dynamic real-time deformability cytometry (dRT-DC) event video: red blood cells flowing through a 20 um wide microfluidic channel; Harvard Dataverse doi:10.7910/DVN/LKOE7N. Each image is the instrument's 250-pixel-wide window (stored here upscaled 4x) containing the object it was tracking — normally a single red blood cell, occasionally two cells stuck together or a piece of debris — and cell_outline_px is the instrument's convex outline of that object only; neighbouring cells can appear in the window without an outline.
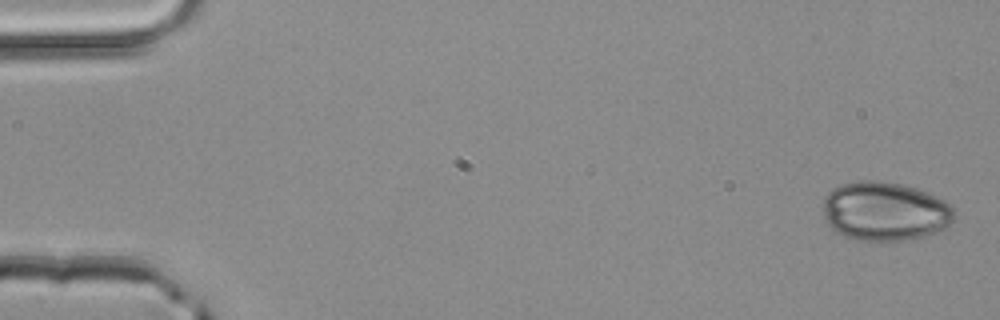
{"species": "common noctule bat (a hibernating species)", "species_latin": "Nyctalus noctula", "temperature_condition": "room temperature", "stored_images_in_passage": 4, "camera_frame_rate_fps": 3000, "um_per_image_px": 0.085, "animal": {"sex": "male", "body_mass_g": 20.4}, "frame": {"image": 1, "passage_image": 1, "time_ms": 0.0, "image_size_px": [1000, 320], "cell_outline_px": [[956, 216], [944, 228], [936, 232], [924, 236], [908, 240], [856, 240], [844, 236], [836, 232], [828, 224], [824, 216], [824, 196], [832, 188], [840, 184], [856, 180], [876, 180], [900, 184], [916, 188], [944, 200], [956, 212]], "centroid_in_image_um": [75.19, 17.95], "position_along_channel_um": 9.8, "area_um2": 45.14}}
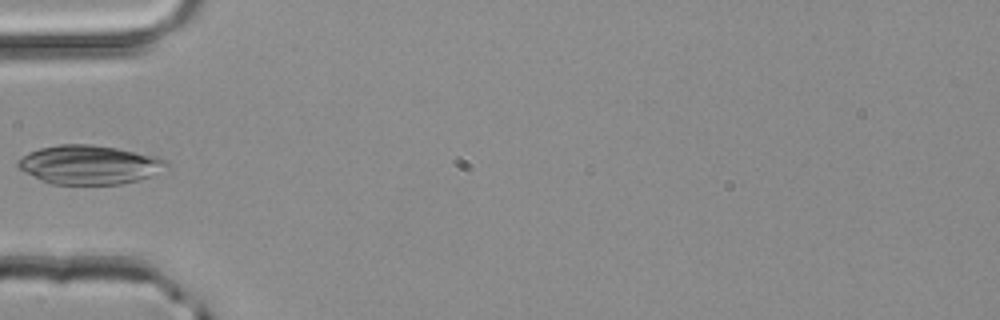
{"frame": {"image": 2, "passage_image": 4, "time_ms": 1.0, "image_size_px": [1000, 320], "cell_outline_px": [[168, 164], [152, 176], [140, 180], [120, 184], [52, 184], [40, 180], [16, 168], [16, 160], [20, 156], [28, 152], [40, 148], [60, 144], [92, 144], [116, 148], [160, 156], [168, 160]], "centroid_in_image_um": [7.56, 14.0], "position_along_channel_um": 77.4, "area_um2": 34.1}}